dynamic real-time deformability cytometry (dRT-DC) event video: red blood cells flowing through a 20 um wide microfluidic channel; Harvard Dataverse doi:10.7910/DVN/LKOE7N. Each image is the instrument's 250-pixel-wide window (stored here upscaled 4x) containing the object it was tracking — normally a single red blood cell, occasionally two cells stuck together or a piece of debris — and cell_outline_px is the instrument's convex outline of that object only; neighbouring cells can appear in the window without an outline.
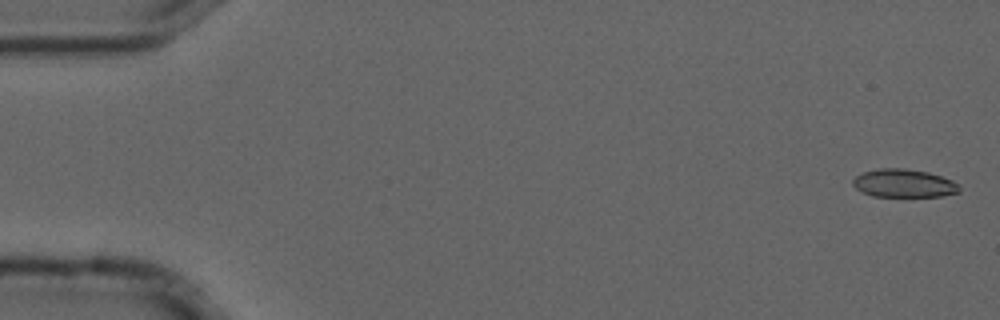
{"species": "common noctule bat (a hibernating species)", "species_latin": "Nyctalus noctula", "temperature_condition": "cold", "stored_images_in_passage": 55, "camera_frame_rate_fps": 3000, "um_per_image_px": 0.085, "animal": {"sex": "male", "forearm_length_mm": 52.5}, "frame": {"image": 1, "passage_image": 2, "time_ms": 0.333, "image_size_px": [1000, 320], "cell_outline_px": [[960, 192], [940, 196], [872, 196], [856, 188], [852, 184], [852, 180], [856, 176], [864, 172], [876, 168], [904, 168], [928, 172], [952, 180], [960, 188]], "centroid_in_image_um": [76.81, 15.57], "position_along_channel_um": 8.2, "area_um2": 17.34}}
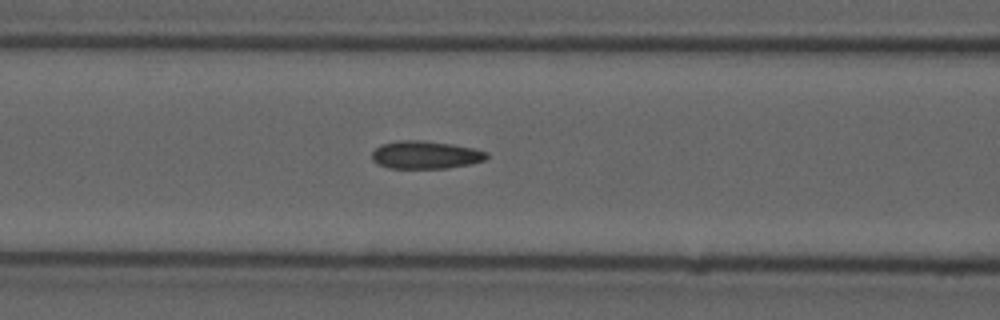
{"frame": {"image": 2, "passage_image": 23, "time_ms": 7.333, "image_size_px": [1000, 320], "cell_outline_px": [[488, 156], [484, 160], [468, 164], [448, 168], [388, 168], [372, 160], [372, 152], [380, 144], [400, 140], [420, 140], [452, 144], [472, 148], [488, 152]], "centroid_in_image_um": [36.15, 13.16], "position_along_channel_um": 130.5, "area_um2": 18.5}}
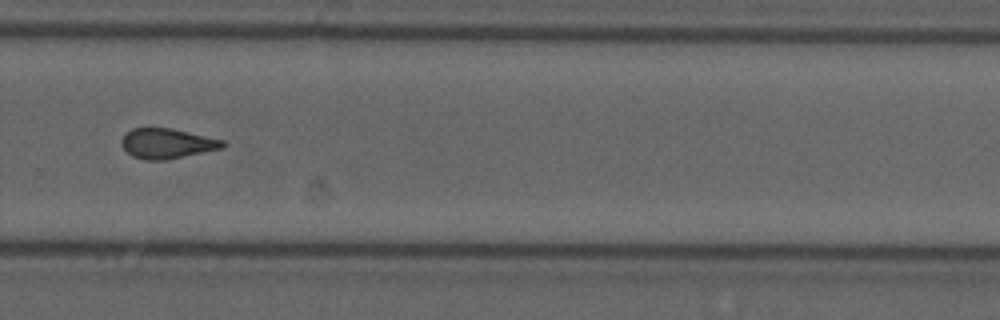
{"frame": {"image": 3, "passage_image": 38, "time_ms": 12.333, "image_size_px": [1000, 320], "cell_outline_px": [[228, 144], [224, 148], [164, 160], [144, 160], [132, 156], [120, 144], [120, 140], [132, 128], [172, 128], [224, 140]], "centroid_in_image_um": [14.22, 12.19], "position_along_channel_um": 315.6, "area_um2": 17.74}, "authors_computed_cell_mechanics": {"area_um2": 17.918, "velocity_mm_per_s": 3.7134, "shape_relaxation_time_tau1_ms": null, "shape_relaxation_time_tau2_ms": 2.7249, "deformation_change_tau1": null, "deformation_change_tau2": 0.0973}}